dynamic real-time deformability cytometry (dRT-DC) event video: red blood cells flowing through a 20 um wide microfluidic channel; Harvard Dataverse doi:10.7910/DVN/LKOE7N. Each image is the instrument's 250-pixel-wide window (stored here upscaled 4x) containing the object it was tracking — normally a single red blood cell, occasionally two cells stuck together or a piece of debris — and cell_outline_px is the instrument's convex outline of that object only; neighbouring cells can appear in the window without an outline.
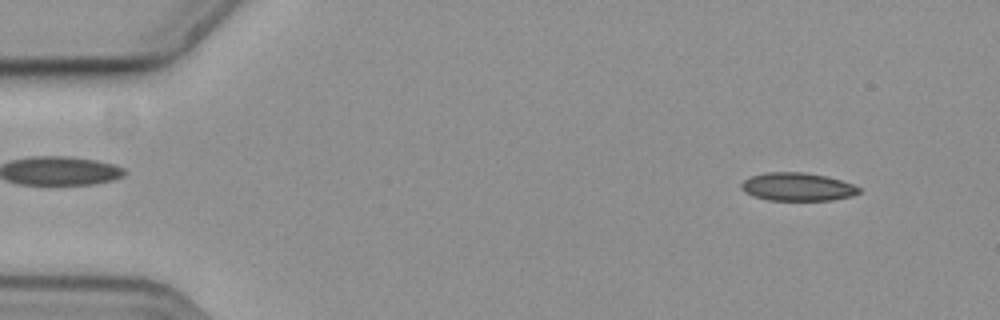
{"species": "common noctule bat (a hibernating species)", "species_latin": "Nyctalus noctula", "temperature_condition": "cold", "stored_images_in_passage": 56, "camera_frame_rate_fps": 3000, "um_per_image_px": 0.085, "animal": {"sex": "female", "body_mass_g": 19.3, "forearm_length_mm": 54.1}, "frame": {"image": 1, "passage_image": 5, "time_ms": 1.333, "image_size_px": [1000, 320], "cell_outline_px": [[860, 192], [852, 196], [832, 200], [768, 200], [752, 196], [740, 184], [744, 180], [752, 176], [764, 172], [800, 172], [824, 176], [840, 180], [852, 184], [860, 188]], "centroid_in_image_um": [67.79, 15.88], "position_along_channel_um": 17.2, "area_um2": 19.02}}
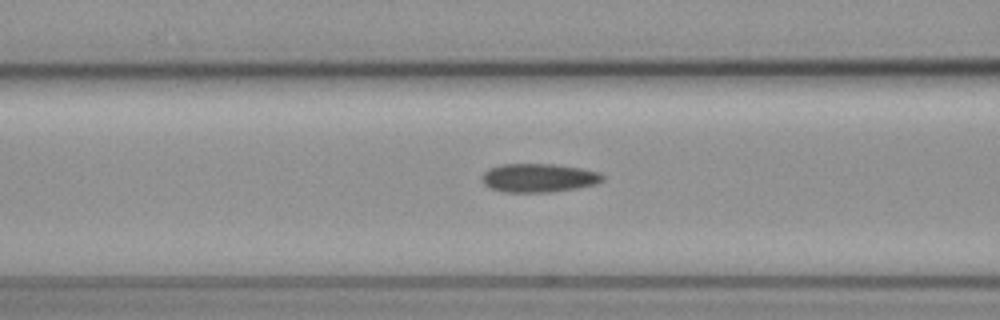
{"frame": {"image": 2, "passage_image": 22, "time_ms": 7.0, "image_size_px": [1000, 320], "cell_outline_px": [[604, 180], [596, 184], [576, 188], [548, 192], [504, 192], [492, 188], [484, 184], [484, 172], [488, 168], [500, 164], [556, 164], [580, 168], [600, 172], [604, 176]], "centroid_in_image_um": [45.82, 15.11], "position_along_channel_um": 120.8, "area_um2": 20.06}}
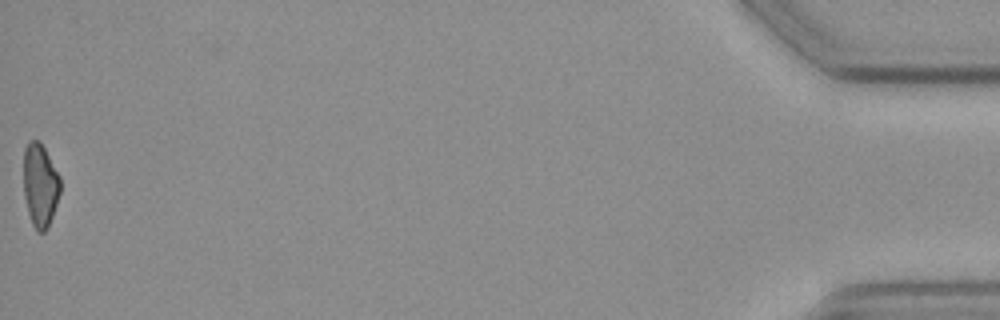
{"frame": {"image": 3, "passage_image": 56, "time_ms": 18.333, "image_size_px": [1000, 320], "cell_outline_px": [[60, 192], [48, 228], [44, 232], [36, 232], [32, 224], [28, 212], [24, 196], [24, 148], [28, 140], [40, 140], [60, 176]], "centroid_in_image_um": [3.41, 15.73], "position_along_channel_um": 431.8, "area_um2": 17.92}}